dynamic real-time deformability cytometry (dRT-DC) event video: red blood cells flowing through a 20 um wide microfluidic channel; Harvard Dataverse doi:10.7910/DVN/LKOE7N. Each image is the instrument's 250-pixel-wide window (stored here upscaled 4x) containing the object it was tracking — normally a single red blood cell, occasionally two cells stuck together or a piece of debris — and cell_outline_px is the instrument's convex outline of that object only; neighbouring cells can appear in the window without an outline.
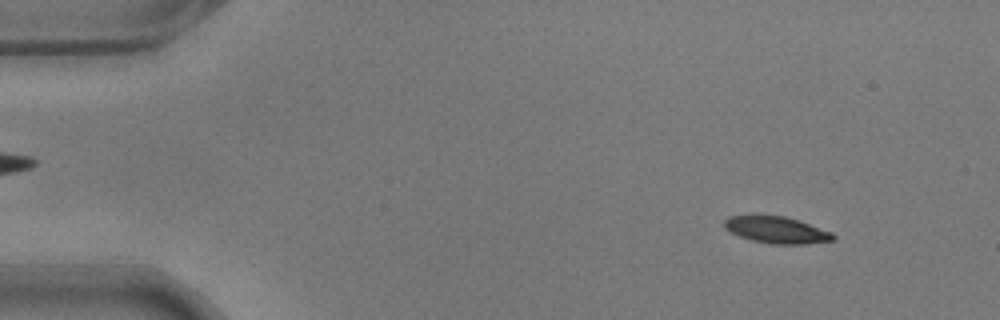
{"species": "common noctule bat (a hibernating species)", "species_latin": "Nyctalus noctula", "temperature_condition": "warm", "stored_images_in_passage": 18, "camera_frame_rate_fps": 3000, "um_per_image_px": 0.085, "animal": {"sex": "male", "body_mass_g": 17.9}, "frame": {"image": 1, "passage_image": 6, "time_ms": 1.667, "image_size_px": [1000, 320], "cell_outline_px": [[836, 240], [804, 244], [772, 244], [752, 240], [728, 232], [724, 228], [724, 220], [728, 216], [752, 212], [756, 212], [784, 216], [800, 220], [832, 232], [836, 236]], "centroid_in_image_um": [65.94, 19.49], "position_along_channel_um": 19.1, "area_um2": 17.86}}
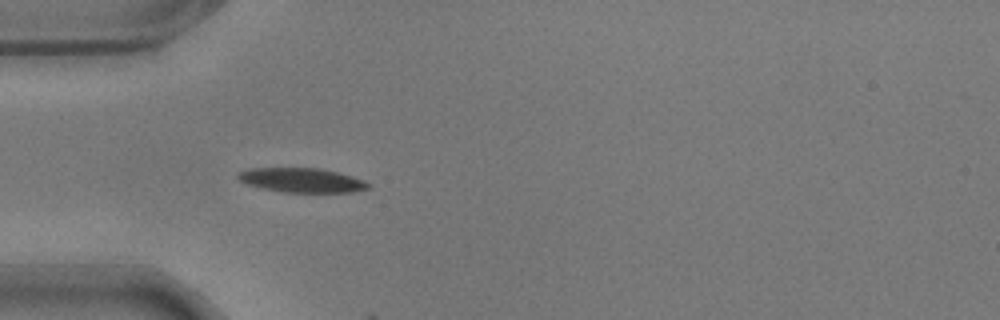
{"frame": {"image": 2, "passage_image": 17, "time_ms": 5.333, "image_size_px": [1000, 320], "cell_outline_px": [[372, 188], [352, 192], [284, 192], [260, 188], [244, 184], [236, 176], [236, 172], [248, 168], [320, 168], [352, 176], [364, 180]], "centroid_in_image_um": [25.59, 15.31], "position_along_channel_um": 59.4, "area_um2": 18.67}}